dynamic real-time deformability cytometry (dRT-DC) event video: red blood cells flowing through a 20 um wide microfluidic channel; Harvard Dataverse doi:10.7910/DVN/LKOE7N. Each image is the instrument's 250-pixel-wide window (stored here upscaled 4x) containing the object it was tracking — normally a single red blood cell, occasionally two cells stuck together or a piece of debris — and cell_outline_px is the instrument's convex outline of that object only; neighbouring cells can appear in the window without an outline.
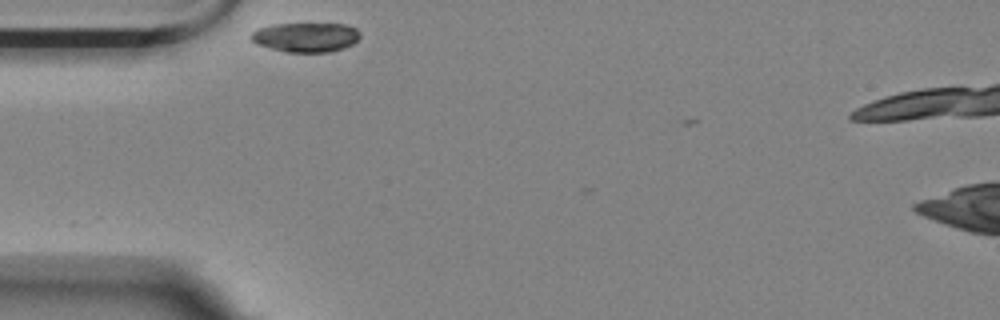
{"species": "Egyptian fruit bat (a non-hibernating species)", "species_latin": "Rousettus aegyptiacus", "temperature_condition": "room temperature", "stored_images_in_passage": 3, "camera_frame_rate_fps": 3000, "um_per_image_px": 0.085, "animal": {"sex": "female"}, "frame": {"image": 1, "passage_image": 2, "time_ms": 0.333, "image_size_px": [1000, 320], "cell_outline_px": [[360, 36], [352, 44], [344, 48], [328, 52], [284, 52], [256, 44], [248, 36], [252, 32], [260, 28], [272, 24], [344, 24], [356, 28], [360, 32]], "centroid_in_image_um": [25.97, 3.17], "position_along_channel_um": 59.0, "area_um2": 18.73}}